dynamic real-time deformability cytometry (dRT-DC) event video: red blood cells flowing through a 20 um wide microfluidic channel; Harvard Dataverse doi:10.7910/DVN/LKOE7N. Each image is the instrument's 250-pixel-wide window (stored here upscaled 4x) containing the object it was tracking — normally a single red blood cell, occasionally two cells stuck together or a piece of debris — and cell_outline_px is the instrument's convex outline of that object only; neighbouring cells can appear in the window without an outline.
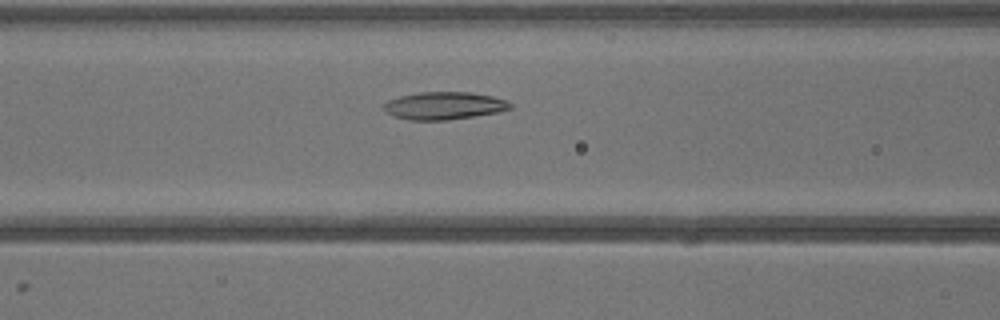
{"species": "common noctule bat (a hibernating species)", "species_latin": "Nyctalus noctula", "temperature_condition": "warm", "stored_images_in_passage": 30, "camera_frame_rate_fps": 3000, "um_per_image_px": 0.085, "animal": {"sex": "male", "body_mass_g": 13.3}, "frame": {"image": 1, "passage_image": 7, "time_ms": 2.0, "image_size_px": [1000, 320], "cell_outline_px": [[512, 108], [500, 112], [448, 120], [408, 120], [392, 116], [384, 112], [384, 104], [388, 100], [400, 96], [420, 92], [468, 92], [492, 96], [504, 100], [512, 104]], "centroid_in_image_um": [37.72, 8.99], "position_along_channel_um": 128.9, "area_um2": 20.4}}
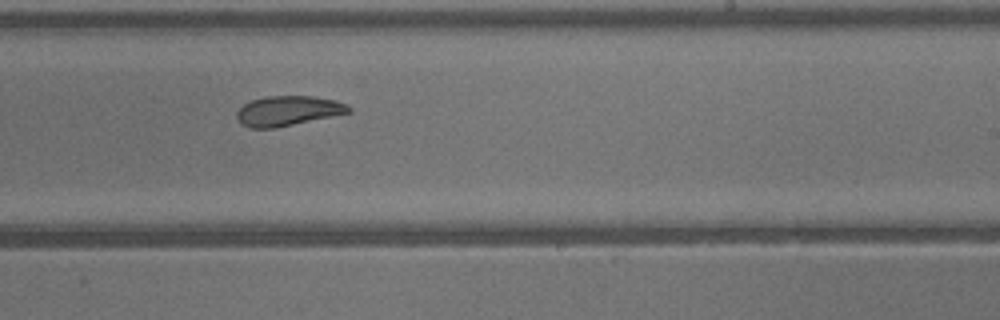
{"frame": {"image": 2, "passage_image": 15, "time_ms": 4.667, "image_size_px": [1000, 320], "cell_outline_px": [[352, 112], [276, 128], [248, 128], [236, 116], [236, 112], [244, 104], [252, 100], [264, 96], [312, 96], [336, 100], [352, 108]], "centroid_in_image_um": [24.49, 9.42], "position_along_channel_um": 264.5, "area_um2": 19.42}}
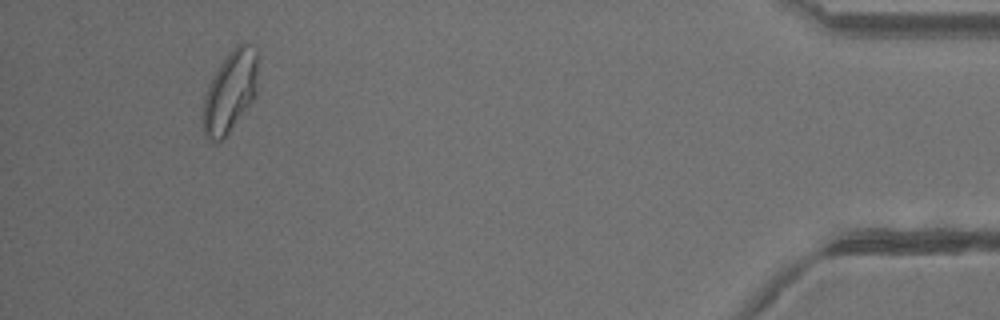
{"frame": {"image": 3, "passage_image": 28, "time_ms": 9.0, "image_size_px": [1000, 320], "cell_outline_px": [[256, 92], [252, 100], [228, 132], [220, 140], [212, 140], [204, 136], [204, 96], [208, 84], [216, 68], [224, 56], [236, 44], [244, 40], [256, 52]], "centroid_in_image_um": [19.53, 7.7], "position_along_channel_um": 415.7, "area_um2": 25.49}}